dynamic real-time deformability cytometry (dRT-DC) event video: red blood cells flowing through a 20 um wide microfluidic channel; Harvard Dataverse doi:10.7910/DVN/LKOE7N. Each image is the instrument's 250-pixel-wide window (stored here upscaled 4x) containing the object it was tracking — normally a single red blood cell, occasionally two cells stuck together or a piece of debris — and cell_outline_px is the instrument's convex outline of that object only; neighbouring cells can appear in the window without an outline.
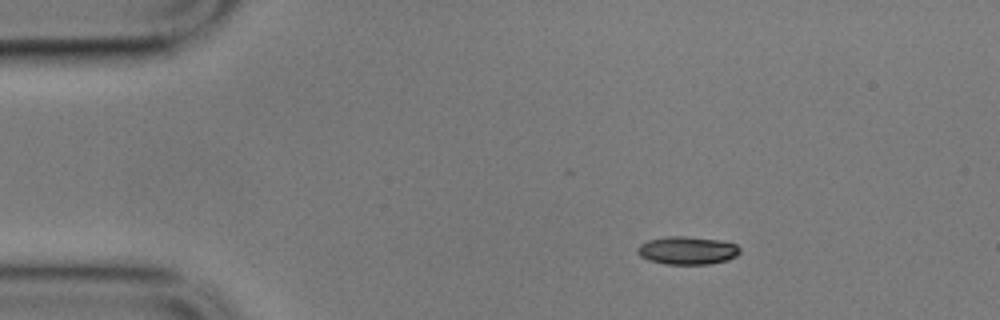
{"species": "common noctule bat (a hibernating species)", "species_latin": "Nyctalus noctula", "temperature_condition": "cold", "stored_images_in_passage": 49, "camera_frame_rate_fps": 3000, "um_per_image_px": 0.085, "animal": {"sex": "male", "body_mass_g": 17.9}, "frame": {"image": 1, "passage_image": 1, "time_ms": 0.0, "image_size_px": [1000, 320], "cell_outline_px": [[740, 252], [736, 256], [728, 260], [708, 264], [668, 264], [648, 260], [640, 256], [636, 252], [636, 248], [640, 244], [648, 240], [668, 236], [684, 236], [720, 240], [736, 244], [740, 248]], "centroid_in_image_um": [58.41, 21.28], "position_along_channel_um": 26.6, "area_um2": 16.76}}
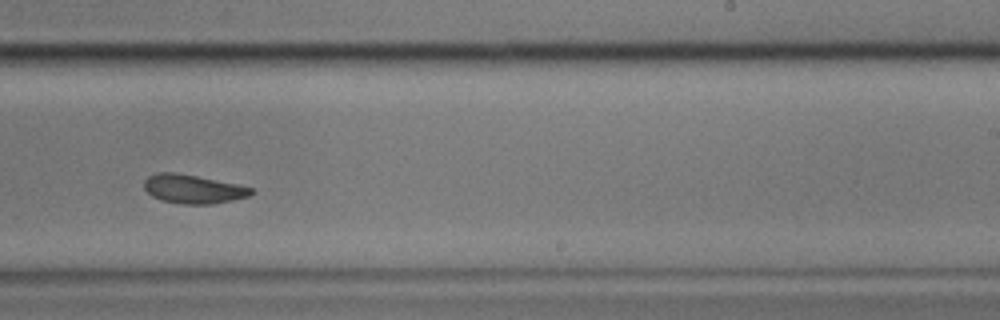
{"frame": {"image": 2, "passage_image": 27, "time_ms": 8.667, "image_size_px": [1000, 320], "cell_outline_px": [[256, 192], [248, 196], [232, 200], [212, 204], [180, 204], [160, 200], [152, 196], [144, 188], [144, 180], [148, 176], [156, 172], [176, 172], [240, 184], [252, 188]], "centroid_in_image_um": [16.41, 16.06], "position_along_channel_um": 272.6, "area_um2": 18.21}}
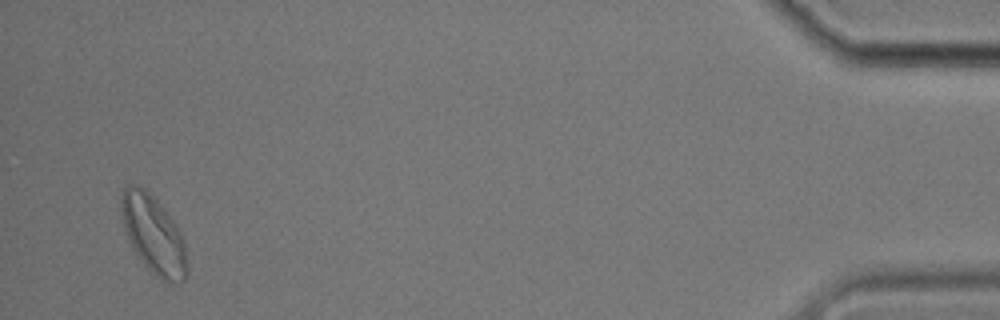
{"frame": {"image": 3, "passage_image": 47, "time_ms": 15.333, "image_size_px": [1000, 320], "cell_outline_px": [[188, 276], [184, 280], [176, 284], [168, 284], [160, 280], [144, 264], [132, 248], [124, 228], [120, 204], [120, 192], [128, 184], [140, 184], [156, 200], [176, 224], [184, 240], [188, 268]], "centroid_in_image_um": [13.05, 19.97], "position_along_channel_um": 422.1, "area_um2": 30.29}, "authors_computed_cell_mechanics": {"area_um2": 18.6694, "velocity_mm_per_s": 3.4706, "shape_relaxation_time_tau1_ms": 3.3379, "shape_relaxation_time_tau2_ms": 3.3933, "deformation_change_tau1": 0.1128, "deformation_change_tau2": 0.0968}}